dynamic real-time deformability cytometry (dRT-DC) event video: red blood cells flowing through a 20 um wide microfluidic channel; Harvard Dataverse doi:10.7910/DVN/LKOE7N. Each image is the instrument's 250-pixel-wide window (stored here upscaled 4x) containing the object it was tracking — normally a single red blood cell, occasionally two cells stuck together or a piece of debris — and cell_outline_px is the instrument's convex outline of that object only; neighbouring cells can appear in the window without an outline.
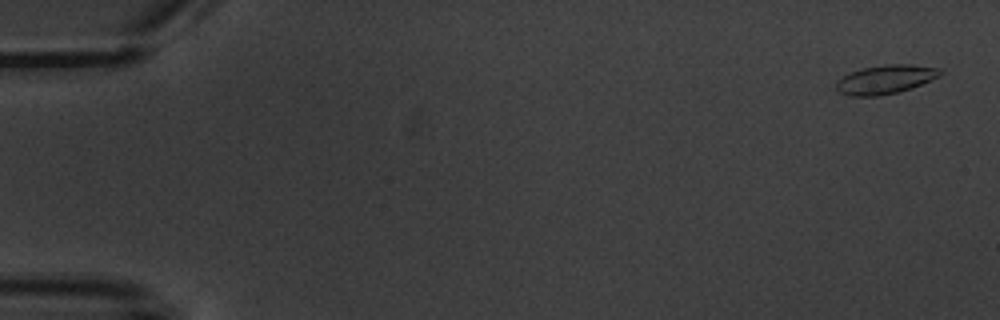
{"species": "common noctule bat (a hibernating species)", "species_latin": "Nyctalus noctula", "temperature_condition": "warm", "stored_images_in_passage": 6, "camera_frame_rate_fps": 3000, "um_per_image_px": 0.085, "animal": {"sex": "male", "body_mass_g": 20.1, "forearm_length_mm": 53.5}, "frame": {"image": 1, "passage_image": 1, "time_ms": 0.0, "image_size_px": [1000, 320], "cell_outline_px": [[944, 72], [940, 76], [912, 88], [880, 96], [848, 96], [840, 92], [836, 88], [836, 80], [848, 72], [860, 68], [888, 64], [912, 64], [940, 68]], "centroid_in_image_um": [75.25, 6.74], "position_along_channel_um": 9.8, "area_um2": 17.74}}
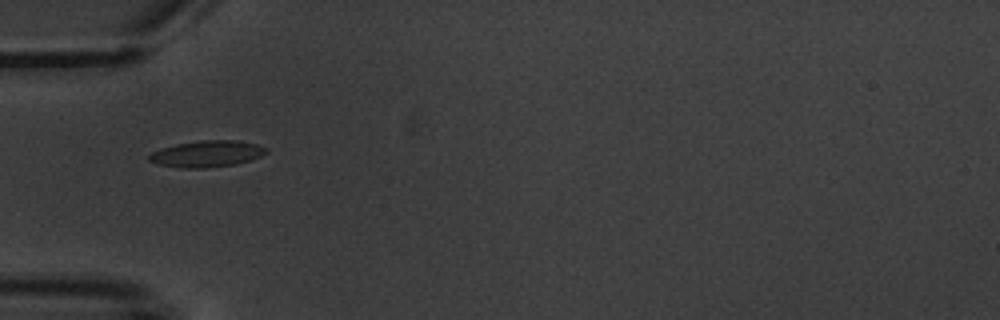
{"frame": {"image": 2, "passage_image": 5, "time_ms": 5.667, "image_size_px": [1000, 320], "cell_outline_px": [[268, 152], [260, 156], [236, 164], [204, 168], [180, 168], [156, 164], [148, 160], [148, 156], [152, 152], [160, 148], [176, 144], [200, 140], [236, 140], [256, 144], [268, 148]], "centroid_in_image_um": [17.55, 13.07], "position_along_channel_um": 67.4, "area_um2": 18.09}}